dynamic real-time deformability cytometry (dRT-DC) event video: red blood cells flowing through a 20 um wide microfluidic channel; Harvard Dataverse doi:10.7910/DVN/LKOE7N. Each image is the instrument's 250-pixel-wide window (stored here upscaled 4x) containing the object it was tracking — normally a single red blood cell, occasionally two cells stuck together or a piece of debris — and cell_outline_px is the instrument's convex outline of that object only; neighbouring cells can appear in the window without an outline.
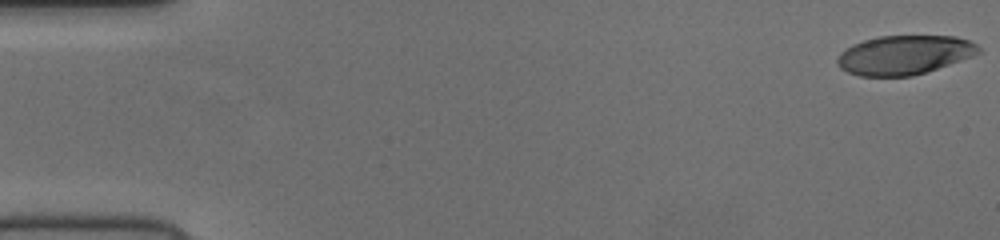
{"species": "human", "species_latin": "Homo sapiens", "temperature_condition": "cold", "stored_images_in_passage": 53, "camera_frame_rate_fps": 3000, "um_per_image_px": 0.085, "donor": {"sex": "female"}, "frame": {"image": 1, "passage_image": 1, "time_ms": 0.0, "image_size_px": [1000, 240], "cell_outline_px": [[980, 52], [972, 56], [912, 76], [860, 76], [848, 72], [840, 68], [836, 64], [836, 60], [840, 52], [852, 44], [876, 36], [956, 36], [968, 40], [976, 44], [980, 48]], "centroid_in_image_um": [76.81, 4.66], "position_along_channel_um": 8.2, "area_um2": 32.08}}
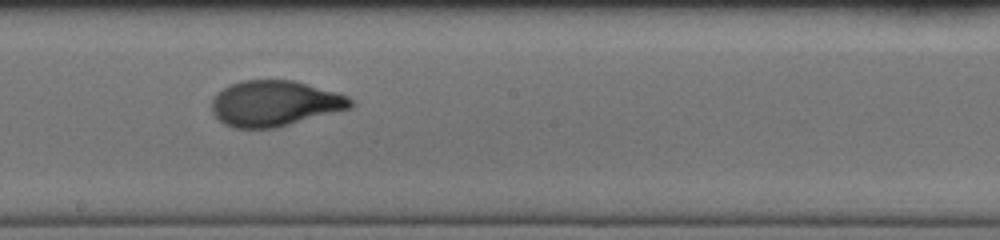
{"frame": {"image": 2, "passage_image": 30, "time_ms": 9.667, "image_size_px": [1000, 240], "cell_outline_px": [[352, 108], [276, 128], [236, 128], [224, 124], [212, 112], [212, 96], [216, 92], [240, 80], [292, 80], [308, 84], [336, 92], [348, 96], [352, 100]], "centroid_in_image_um": [23.34, 8.79], "position_along_channel_um": 224.9, "area_um2": 36.99}}
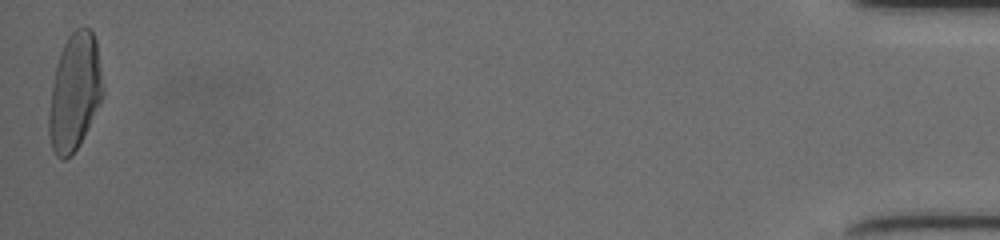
{"frame": {"image": 3, "passage_image": 53, "time_ms": 17.333, "image_size_px": [1000, 240], "cell_outline_px": [[104, 92], [80, 144], [64, 160], [60, 160], [56, 156], [52, 148], [48, 132], [48, 112], [56, 64], [60, 52], [68, 36], [76, 28], [88, 28], [92, 32], [96, 40]], "centroid_in_image_um": [6.32, 7.83], "position_along_channel_um": 428.9, "area_um2": 36.36}}